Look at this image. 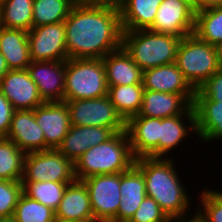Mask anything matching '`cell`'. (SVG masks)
Wrapping results in <instances>:
<instances>
[{"instance_id":"6da1fadb","label":"cell","mask_w":222,"mask_h":222,"mask_svg":"<svg viewBox=\"0 0 222 222\" xmlns=\"http://www.w3.org/2000/svg\"><path fill=\"white\" fill-rule=\"evenodd\" d=\"M67 59H102L122 47L120 11L77 0L64 21Z\"/></svg>"},{"instance_id":"7a4b0ae2","label":"cell","mask_w":222,"mask_h":222,"mask_svg":"<svg viewBox=\"0 0 222 222\" xmlns=\"http://www.w3.org/2000/svg\"><path fill=\"white\" fill-rule=\"evenodd\" d=\"M173 161L174 158L169 156L140 157L136 158L135 165L143 173L146 195L153 198L167 217L175 222L188 218L192 198L185 189L186 185L182 184Z\"/></svg>"},{"instance_id":"3957f363","label":"cell","mask_w":222,"mask_h":222,"mask_svg":"<svg viewBox=\"0 0 222 222\" xmlns=\"http://www.w3.org/2000/svg\"><path fill=\"white\" fill-rule=\"evenodd\" d=\"M126 131L114 133L102 144L90 147L75 162L77 180L96 175L123 173L135 164Z\"/></svg>"},{"instance_id":"277c9868","label":"cell","mask_w":222,"mask_h":222,"mask_svg":"<svg viewBox=\"0 0 222 222\" xmlns=\"http://www.w3.org/2000/svg\"><path fill=\"white\" fill-rule=\"evenodd\" d=\"M181 39L150 30L123 31L122 47L144 71L175 63Z\"/></svg>"},{"instance_id":"5b68a950","label":"cell","mask_w":222,"mask_h":222,"mask_svg":"<svg viewBox=\"0 0 222 222\" xmlns=\"http://www.w3.org/2000/svg\"><path fill=\"white\" fill-rule=\"evenodd\" d=\"M175 63L190 85L197 90L221 69L222 55L219 47L200 40L193 33L181 39Z\"/></svg>"},{"instance_id":"8992f818","label":"cell","mask_w":222,"mask_h":222,"mask_svg":"<svg viewBox=\"0 0 222 222\" xmlns=\"http://www.w3.org/2000/svg\"><path fill=\"white\" fill-rule=\"evenodd\" d=\"M102 59H67L64 100L94 99L107 95Z\"/></svg>"},{"instance_id":"52a82bcc","label":"cell","mask_w":222,"mask_h":222,"mask_svg":"<svg viewBox=\"0 0 222 222\" xmlns=\"http://www.w3.org/2000/svg\"><path fill=\"white\" fill-rule=\"evenodd\" d=\"M76 180L74 162L57 149L27 153L21 182H66Z\"/></svg>"},{"instance_id":"ba28073f","label":"cell","mask_w":222,"mask_h":222,"mask_svg":"<svg viewBox=\"0 0 222 222\" xmlns=\"http://www.w3.org/2000/svg\"><path fill=\"white\" fill-rule=\"evenodd\" d=\"M64 102L69 109L71 125L106 127L114 133L125 131L126 121L118 113L108 95Z\"/></svg>"},{"instance_id":"9c48e42d","label":"cell","mask_w":222,"mask_h":222,"mask_svg":"<svg viewBox=\"0 0 222 222\" xmlns=\"http://www.w3.org/2000/svg\"><path fill=\"white\" fill-rule=\"evenodd\" d=\"M87 187L96 222H117L121 201L120 173L96 175L82 180Z\"/></svg>"},{"instance_id":"30bf717a","label":"cell","mask_w":222,"mask_h":222,"mask_svg":"<svg viewBox=\"0 0 222 222\" xmlns=\"http://www.w3.org/2000/svg\"><path fill=\"white\" fill-rule=\"evenodd\" d=\"M194 28L195 10L191 0H162L148 30L183 38L193 34Z\"/></svg>"},{"instance_id":"8fae6325","label":"cell","mask_w":222,"mask_h":222,"mask_svg":"<svg viewBox=\"0 0 222 222\" xmlns=\"http://www.w3.org/2000/svg\"><path fill=\"white\" fill-rule=\"evenodd\" d=\"M31 61H66L65 24L32 27L28 31Z\"/></svg>"},{"instance_id":"7c38bea8","label":"cell","mask_w":222,"mask_h":222,"mask_svg":"<svg viewBox=\"0 0 222 222\" xmlns=\"http://www.w3.org/2000/svg\"><path fill=\"white\" fill-rule=\"evenodd\" d=\"M66 61H31L27 67L43 102H64Z\"/></svg>"},{"instance_id":"4fadbf2b","label":"cell","mask_w":222,"mask_h":222,"mask_svg":"<svg viewBox=\"0 0 222 222\" xmlns=\"http://www.w3.org/2000/svg\"><path fill=\"white\" fill-rule=\"evenodd\" d=\"M0 91L14 110H34L44 102L27 69L9 70L0 81Z\"/></svg>"},{"instance_id":"5bb4252c","label":"cell","mask_w":222,"mask_h":222,"mask_svg":"<svg viewBox=\"0 0 222 222\" xmlns=\"http://www.w3.org/2000/svg\"><path fill=\"white\" fill-rule=\"evenodd\" d=\"M125 131L135 158H159L160 118L135 115L126 121Z\"/></svg>"},{"instance_id":"9a60e30c","label":"cell","mask_w":222,"mask_h":222,"mask_svg":"<svg viewBox=\"0 0 222 222\" xmlns=\"http://www.w3.org/2000/svg\"><path fill=\"white\" fill-rule=\"evenodd\" d=\"M35 119L44 132L45 150L57 149L71 124L65 102H44L34 109Z\"/></svg>"},{"instance_id":"2e32d148","label":"cell","mask_w":222,"mask_h":222,"mask_svg":"<svg viewBox=\"0 0 222 222\" xmlns=\"http://www.w3.org/2000/svg\"><path fill=\"white\" fill-rule=\"evenodd\" d=\"M142 84L145 90L181 94L193 104L196 90L183 76L176 63L144 70Z\"/></svg>"},{"instance_id":"e0dca14e","label":"cell","mask_w":222,"mask_h":222,"mask_svg":"<svg viewBox=\"0 0 222 222\" xmlns=\"http://www.w3.org/2000/svg\"><path fill=\"white\" fill-rule=\"evenodd\" d=\"M6 138L26 154L45 150L44 132L38 125L34 110H16Z\"/></svg>"},{"instance_id":"ac0fdd59","label":"cell","mask_w":222,"mask_h":222,"mask_svg":"<svg viewBox=\"0 0 222 222\" xmlns=\"http://www.w3.org/2000/svg\"><path fill=\"white\" fill-rule=\"evenodd\" d=\"M192 107L199 141L222 140V103L210 101L197 89Z\"/></svg>"},{"instance_id":"d6986e66","label":"cell","mask_w":222,"mask_h":222,"mask_svg":"<svg viewBox=\"0 0 222 222\" xmlns=\"http://www.w3.org/2000/svg\"><path fill=\"white\" fill-rule=\"evenodd\" d=\"M113 134L114 132L106 127L71 125L57 150L75 162L90 147L102 144Z\"/></svg>"},{"instance_id":"ffe728a7","label":"cell","mask_w":222,"mask_h":222,"mask_svg":"<svg viewBox=\"0 0 222 222\" xmlns=\"http://www.w3.org/2000/svg\"><path fill=\"white\" fill-rule=\"evenodd\" d=\"M55 216L60 219L77 222H96L87 187L82 180L69 183L63 193Z\"/></svg>"},{"instance_id":"44dd1931","label":"cell","mask_w":222,"mask_h":222,"mask_svg":"<svg viewBox=\"0 0 222 222\" xmlns=\"http://www.w3.org/2000/svg\"><path fill=\"white\" fill-rule=\"evenodd\" d=\"M120 192L117 222H128L146 197L145 179L135 164L120 173Z\"/></svg>"},{"instance_id":"7402d4cb","label":"cell","mask_w":222,"mask_h":222,"mask_svg":"<svg viewBox=\"0 0 222 222\" xmlns=\"http://www.w3.org/2000/svg\"><path fill=\"white\" fill-rule=\"evenodd\" d=\"M191 131L193 134L197 133L193 107L185 114L160 118L159 158H166L165 155L168 156L170 151H175V148L192 134Z\"/></svg>"},{"instance_id":"603a6c76","label":"cell","mask_w":222,"mask_h":222,"mask_svg":"<svg viewBox=\"0 0 222 222\" xmlns=\"http://www.w3.org/2000/svg\"><path fill=\"white\" fill-rule=\"evenodd\" d=\"M108 87L142 84L143 70L123 47L102 58Z\"/></svg>"},{"instance_id":"cb8c5ba5","label":"cell","mask_w":222,"mask_h":222,"mask_svg":"<svg viewBox=\"0 0 222 222\" xmlns=\"http://www.w3.org/2000/svg\"><path fill=\"white\" fill-rule=\"evenodd\" d=\"M192 105L181 95L145 90L138 116L166 118L185 114Z\"/></svg>"},{"instance_id":"d4e9b609","label":"cell","mask_w":222,"mask_h":222,"mask_svg":"<svg viewBox=\"0 0 222 222\" xmlns=\"http://www.w3.org/2000/svg\"><path fill=\"white\" fill-rule=\"evenodd\" d=\"M0 52L9 70H25L31 63L28 32L22 29L0 28Z\"/></svg>"},{"instance_id":"484cf974","label":"cell","mask_w":222,"mask_h":222,"mask_svg":"<svg viewBox=\"0 0 222 222\" xmlns=\"http://www.w3.org/2000/svg\"><path fill=\"white\" fill-rule=\"evenodd\" d=\"M162 0H127L120 10L123 31L148 30Z\"/></svg>"},{"instance_id":"4316f807","label":"cell","mask_w":222,"mask_h":222,"mask_svg":"<svg viewBox=\"0 0 222 222\" xmlns=\"http://www.w3.org/2000/svg\"><path fill=\"white\" fill-rule=\"evenodd\" d=\"M143 84L117 85L108 87V97L121 117L127 121L138 115L144 94Z\"/></svg>"},{"instance_id":"83f0119b","label":"cell","mask_w":222,"mask_h":222,"mask_svg":"<svg viewBox=\"0 0 222 222\" xmlns=\"http://www.w3.org/2000/svg\"><path fill=\"white\" fill-rule=\"evenodd\" d=\"M33 1L34 0H1V27L22 29L28 32L32 28Z\"/></svg>"},{"instance_id":"f1b7e54d","label":"cell","mask_w":222,"mask_h":222,"mask_svg":"<svg viewBox=\"0 0 222 222\" xmlns=\"http://www.w3.org/2000/svg\"><path fill=\"white\" fill-rule=\"evenodd\" d=\"M194 34L210 45L222 47V6L195 12Z\"/></svg>"},{"instance_id":"f546056e","label":"cell","mask_w":222,"mask_h":222,"mask_svg":"<svg viewBox=\"0 0 222 222\" xmlns=\"http://www.w3.org/2000/svg\"><path fill=\"white\" fill-rule=\"evenodd\" d=\"M26 153L6 137H0V180L21 181Z\"/></svg>"},{"instance_id":"4dcf8cb0","label":"cell","mask_w":222,"mask_h":222,"mask_svg":"<svg viewBox=\"0 0 222 222\" xmlns=\"http://www.w3.org/2000/svg\"><path fill=\"white\" fill-rule=\"evenodd\" d=\"M77 0H34L32 27L64 22Z\"/></svg>"},{"instance_id":"1f68e13d","label":"cell","mask_w":222,"mask_h":222,"mask_svg":"<svg viewBox=\"0 0 222 222\" xmlns=\"http://www.w3.org/2000/svg\"><path fill=\"white\" fill-rule=\"evenodd\" d=\"M23 185V193L44 204L45 206L56 210L60 201L62 200L63 193L68 185L66 182H21Z\"/></svg>"},{"instance_id":"d6a6232c","label":"cell","mask_w":222,"mask_h":222,"mask_svg":"<svg viewBox=\"0 0 222 222\" xmlns=\"http://www.w3.org/2000/svg\"><path fill=\"white\" fill-rule=\"evenodd\" d=\"M13 217L15 222H51L55 211L22 193Z\"/></svg>"},{"instance_id":"836d02e7","label":"cell","mask_w":222,"mask_h":222,"mask_svg":"<svg viewBox=\"0 0 222 222\" xmlns=\"http://www.w3.org/2000/svg\"><path fill=\"white\" fill-rule=\"evenodd\" d=\"M206 189L200 192L201 207L195 208V214L202 222H222V191Z\"/></svg>"},{"instance_id":"e575fe53","label":"cell","mask_w":222,"mask_h":222,"mask_svg":"<svg viewBox=\"0 0 222 222\" xmlns=\"http://www.w3.org/2000/svg\"><path fill=\"white\" fill-rule=\"evenodd\" d=\"M23 193L21 181L0 180V217L13 216Z\"/></svg>"},{"instance_id":"d590c367","label":"cell","mask_w":222,"mask_h":222,"mask_svg":"<svg viewBox=\"0 0 222 222\" xmlns=\"http://www.w3.org/2000/svg\"><path fill=\"white\" fill-rule=\"evenodd\" d=\"M128 222H172L158 203L147 196Z\"/></svg>"},{"instance_id":"8d00e7d4","label":"cell","mask_w":222,"mask_h":222,"mask_svg":"<svg viewBox=\"0 0 222 222\" xmlns=\"http://www.w3.org/2000/svg\"><path fill=\"white\" fill-rule=\"evenodd\" d=\"M198 90L210 101L222 103V67L201 85Z\"/></svg>"},{"instance_id":"74e56055","label":"cell","mask_w":222,"mask_h":222,"mask_svg":"<svg viewBox=\"0 0 222 222\" xmlns=\"http://www.w3.org/2000/svg\"><path fill=\"white\" fill-rule=\"evenodd\" d=\"M14 111L11 103L0 91V137L7 136Z\"/></svg>"},{"instance_id":"f35d334b","label":"cell","mask_w":222,"mask_h":222,"mask_svg":"<svg viewBox=\"0 0 222 222\" xmlns=\"http://www.w3.org/2000/svg\"><path fill=\"white\" fill-rule=\"evenodd\" d=\"M79 1L88 5L111 8L118 11H120L127 2V0H79Z\"/></svg>"},{"instance_id":"ab89813d","label":"cell","mask_w":222,"mask_h":222,"mask_svg":"<svg viewBox=\"0 0 222 222\" xmlns=\"http://www.w3.org/2000/svg\"><path fill=\"white\" fill-rule=\"evenodd\" d=\"M195 12L222 6V0H191Z\"/></svg>"},{"instance_id":"60d3db41","label":"cell","mask_w":222,"mask_h":222,"mask_svg":"<svg viewBox=\"0 0 222 222\" xmlns=\"http://www.w3.org/2000/svg\"><path fill=\"white\" fill-rule=\"evenodd\" d=\"M8 71H9V67L6 63L5 58L2 56L0 52V81Z\"/></svg>"},{"instance_id":"b9f144b4","label":"cell","mask_w":222,"mask_h":222,"mask_svg":"<svg viewBox=\"0 0 222 222\" xmlns=\"http://www.w3.org/2000/svg\"><path fill=\"white\" fill-rule=\"evenodd\" d=\"M190 216H191L190 218L189 217L188 218H184L182 220H178V221H175V222H202L195 213L190 214Z\"/></svg>"},{"instance_id":"7bdbcfd3","label":"cell","mask_w":222,"mask_h":222,"mask_svg":"<svg viewBox=\"0 0 222 222\" xmlns=\"http://www.w3.org/2000/svg\"><path fill=\"white\" fill-rule=\"evenodd\" d=\"M0 222H15V219L13 216L0 217Z\"/></svg>"},{"instance_id":"ee69618b","label":"cell","mask_w":222,"mask_h":222,"mask_svg":"<svg viewBox=\"0 0 222 222\" xmlns=\"http://www.w3.org/2000/svg\"><path fill=\"white\" fill-rule=\"evenodd\" d=\"M51 222H77V221L60 219L55 216Z\"/></svg>"}]
</instances>
